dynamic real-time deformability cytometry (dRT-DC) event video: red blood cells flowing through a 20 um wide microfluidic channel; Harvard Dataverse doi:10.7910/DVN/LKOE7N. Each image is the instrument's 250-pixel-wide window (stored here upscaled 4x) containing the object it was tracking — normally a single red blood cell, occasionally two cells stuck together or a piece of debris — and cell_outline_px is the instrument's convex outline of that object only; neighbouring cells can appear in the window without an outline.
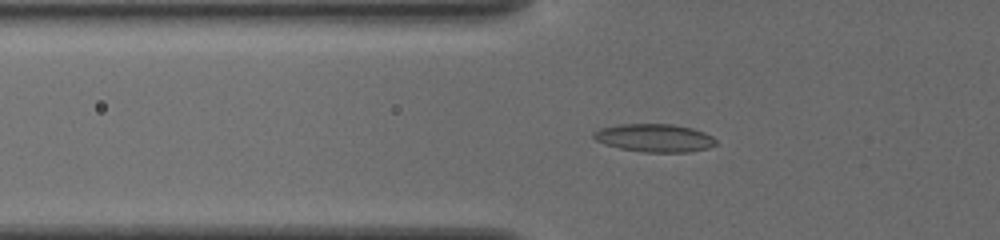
{"species": "common noctule bat (a hibernating species)", "species_latin": "Nyctalus noctula", "temperature_condition": "cold", "stored_images_in_passage": 49, "camera_frame_rate_fps": 3000, "um_per_image_px": 0.085, "animal": {"sex": "female", "body_mass_g": 19.5, "forearm_length_mm": 54.1}, "frame": {"image": 1, "passage_image": 14, "time_ms": 4.333, "image_size_px": [1000, 240], "cell_outline_px": [[716, 144], [708, 148], [688, 152], [644, 152], [620, 148], [604, 144], [596, 140], [592, 136], [592, 132], [600, 128], [620, 124], [672, 124], [692, 128], [704, 132], [712, 136], [716, 140]], "centroid_in_image_um": [55.62, 11.72], "position_along_channel_um": 70.2, "area_um2": 20.0}}
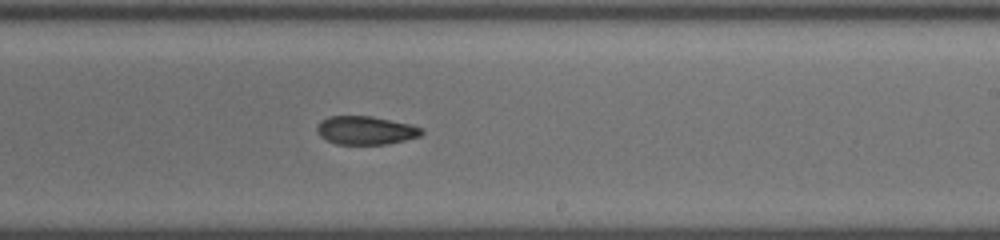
{"frame": {"image": 2, "passage_image": 29, "time_ms": 9.333, "image_size_px": [1000, 240], "cell_outline_px": [[424, 132], [420, 136], [388, 144], [336, 144], [320, 136], [316, 128], [320, 120], [328, 116], [372, 116], [412, 124], [424, 128]], "centroid_in_image_um": [31.11, 11.07], "position_along_channel_um": 257.9, "area_um2": 17.46}}
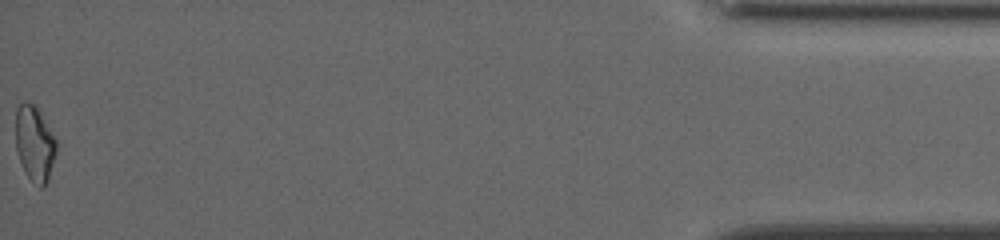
{"frame": {"image": 3, "passage_image": 49, "time_ms": 16.0, "image_size_px": [1000, 240], "cell_outline_px": [[56, 152], [48, 180], [40, 188], [24, 172], [16, 148], [16, 108], [24, 100], [32, 104], [36, 108], [56, 140]], "centroid_in_image_um": [2.92, 12.21], "position_along_channel_um": 432.3, "area_um2": 17.4}, "authors_computed_cell_mechanics": {"area_um2": 17.8602, "velocity_mm_per_s": 3.8352, "shape_relaxation_time_tau1_ms": 6.1505, "shape_relaxation_time_tau2_ms": 5.4129, "deformation_change_tau1": 0.153, "deformation_change_tau2": 0.1267}}